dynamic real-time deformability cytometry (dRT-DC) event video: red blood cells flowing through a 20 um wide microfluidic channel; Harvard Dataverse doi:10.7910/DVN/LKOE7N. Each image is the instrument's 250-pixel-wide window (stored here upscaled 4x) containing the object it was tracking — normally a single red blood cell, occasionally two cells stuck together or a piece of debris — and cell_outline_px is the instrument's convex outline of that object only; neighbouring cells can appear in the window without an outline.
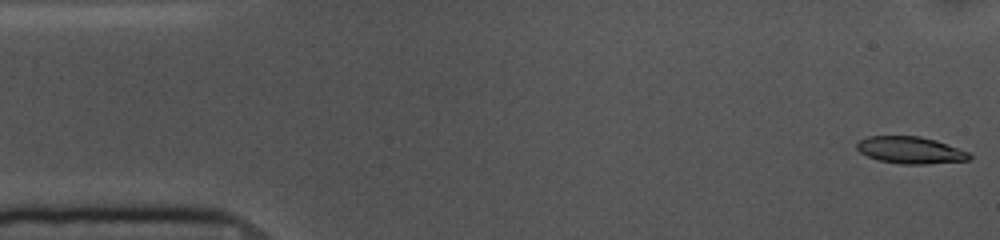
{"species": "common noctule bat (a hibernating species)", "species_latin": "Nyctalus noctula", "temperature_condition": "cold", "stored_images_in_passage": 53, "camera_frame_rate_fps": 3000, "um_per_image_px": 0.085, "animal": {"sex": "female", "body_mass_g": 10.0, "forearm_length_mm": 53.1}, "frame": {"image": 1, "passage_image": 1, "time_ms": 0.0, "image_size_px": [1000, 240], "cell_outline_px": [[972, 156], [968, 160], [924, 164], [904, 164], [880, 160], [868, 156], [860, 152], [856, 148], [856, 144], [860, 140], [868, 136], [920, 136], [936, 140], [972, 152]], "centroid_in_image_um": [77.43, 12.75], "position_along_channel_um": 7.6, "area_um2": 17.69}}
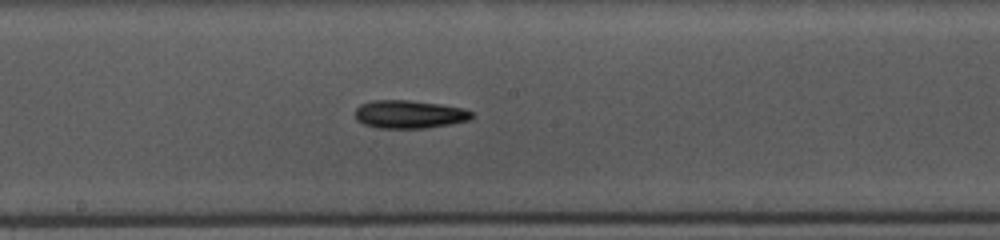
{"frame": {"image": 2, "passage_image": 27, "time_ms": 8.667, "image_size_px": [1000, 240], "cell_outline_px": [[472, 116], [468, 120], [448, 124], [424, 128], [380, 128], [364, 124], [356, 120], [356, 108], [360, 104], [372, 100], [408, 100], [440, 104], [464, 108], [472, 112]], "centroid_in_image_um": [34.76, 9.7], "position_along_channel_um": 213.4, "area_um2": 18.96}}
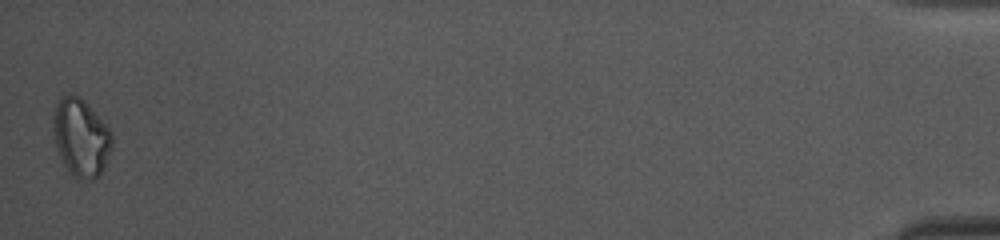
{"frame": {"image": 3, "passage_image": 53, "time_ms": 17.333, "image_size_px": [1000, 240], "cell_outline_px": [[112, 148], [104, 168], [92, 180], [80, 180], [72, 176], [64, 164], [60, 156], [56, 144], [52, 128], [52, 112], [60, 96], [80, 96], [88, 104], [112, 132]], "centroid_in_image_um": [6.87, 11.69], "position_along_channel_um": 428.3, "area_um2": 26.7}, "authors_computed_cell_mechanics": {"area_um2": 18.496, "velocity_mm_per_s": 3.6384, "shape_relaxation_time_tau1_ms": 6.9635, "shape_relaxation_time_tau2_ms": null, "deformation_change_tau1": 0.1231, "deformation_change_tau2": null}}